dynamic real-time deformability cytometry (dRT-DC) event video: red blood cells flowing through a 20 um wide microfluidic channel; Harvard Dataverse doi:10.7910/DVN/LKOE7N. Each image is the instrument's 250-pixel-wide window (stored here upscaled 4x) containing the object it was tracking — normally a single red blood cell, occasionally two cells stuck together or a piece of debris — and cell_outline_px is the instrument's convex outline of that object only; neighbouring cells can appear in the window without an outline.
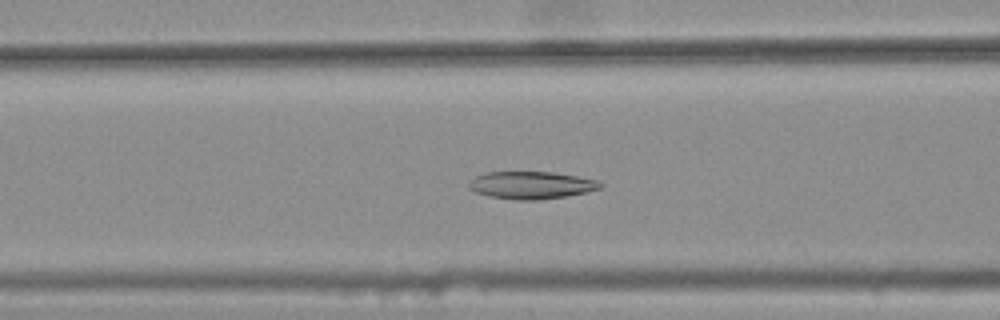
{"species": "common noctule bat (a hibernating species)", "species_latin": "Nyctalus noctula", "temperature_condition": "warm", "stored_images_in_passage": 43, "camera_frame_rate_fps": 3000, "um_per_image_px": 0.085, "animal": {"sex": "female", "body_mass_g": 25.1}, "frame": {"image": 1, "passage_image": 20, "time_ms": 6.333, "image_size_px": [1000, 320], "cell_outline_px": [[604, 184], [600, 188], [588, 192], [540, 200], [516, 200], [488, 196], [476, 192], [468, 188], [468, 184], [476, 176], [484, 172], [552, 172], [576, 176], [596, 180]], "centroid_in_image_um": [45.15, 15.74], "position_along_channel_um": 121.5, "area_um2": 20.98}}
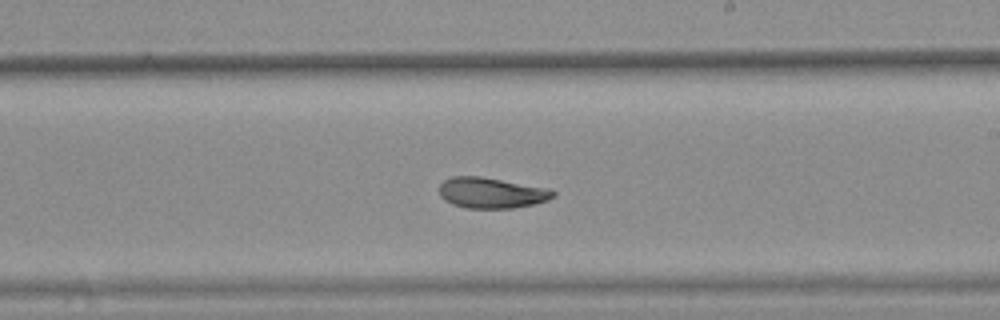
{"frame": {"image": 2, "passage_image": 30, "time_ms": 9.667, "image_size_px": [1000, 320], "cell_outline_px": [[556, 196], [548, 200], [532, 204], [512, 208], [468, 208], [452, 204], [444, 200], [440, 196], [440, 184], [444, 180], [452, 176], [480, 176], [548, 188], [556, 192]], "centroid_in_image_um": [41.77, 16.39], "position_along_channel_um": 247.2, "area_um2": 20.35}}
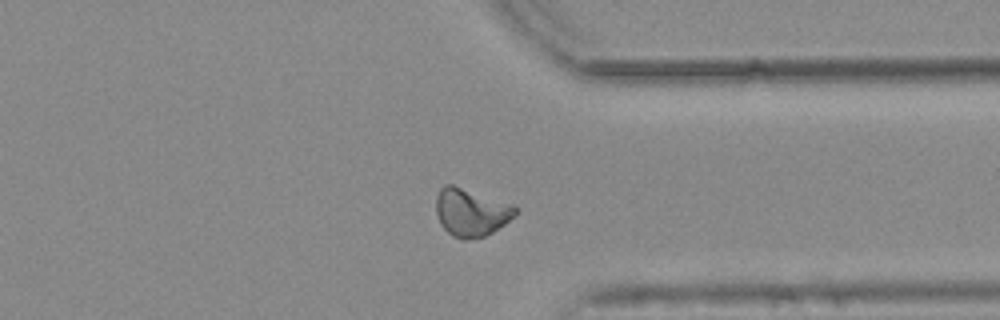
{"frame": {"image": 3, "passage_image": 40, "time_ms": 13.0, "image_size_px": [1000, 320], "cell_outline_px": [[516, 212], [504, 224], [492, 232], [484, 236], [464, 240], [452, 236], [440, 224], [436, 212], [436, 196], [440, 188], [444, 184], [452, 184], [512, 204], [516, 208]], "centroid_in_image_um": [39.99, 18.04], "position_along_channel_um": 371.4, "area_um2": 21.85}, "authors_computed_cell_mechanics": {"area_um2": 21.3282, "velocity_mm_per_s": 3.7812, "shape_relaxation_time_tau1_ms": null, "shape_relaxation_time_tau2_ms": 4.3409, "deformation_change_tau1": null, "deformation_change_tau2": 0.0808}}